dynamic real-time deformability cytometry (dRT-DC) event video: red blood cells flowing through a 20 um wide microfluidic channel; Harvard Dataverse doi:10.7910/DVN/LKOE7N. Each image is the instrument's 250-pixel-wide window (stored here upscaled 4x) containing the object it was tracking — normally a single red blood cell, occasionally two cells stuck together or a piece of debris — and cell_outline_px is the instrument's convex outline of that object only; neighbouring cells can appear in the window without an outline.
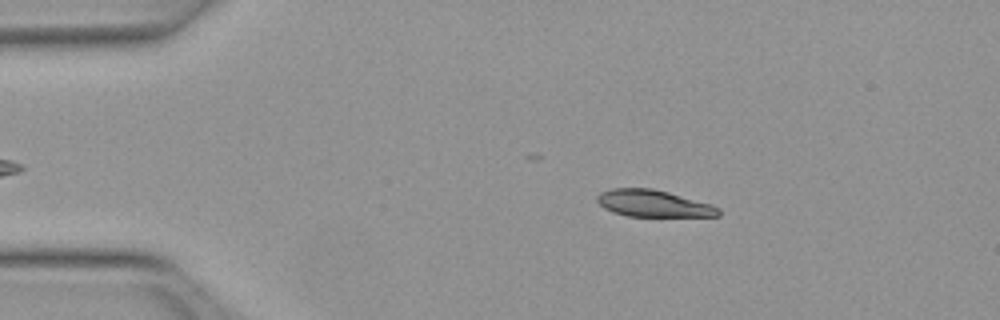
{"species": "Egyptian fruit bat (a non-hibernating species)", "species_latin": "Rousettus aegyptiacus", "temperature_condition": "warm", "stored_images_in_passage": 11, "camera_frame_rate_fps": 3000, "um_per_image_px": 0.085, "animal": {"sex": "female"}, "frame": {"image": 1, "passage_image": 1, "time_ms": 0.0, "image_size_px": [1000, 320], "cell_outline_px": [[720, 216], [628, 216], [612, 212], [604, 208], [596, 200], [596, 196], [600, 192], [612, 188], [652, 188], [668, 192], [712, 204], [720, 208]], "centroid_in_image_um": [55.53, 17.29], "position_along_channel_um": 29.5, "area_um2": 19.02}}
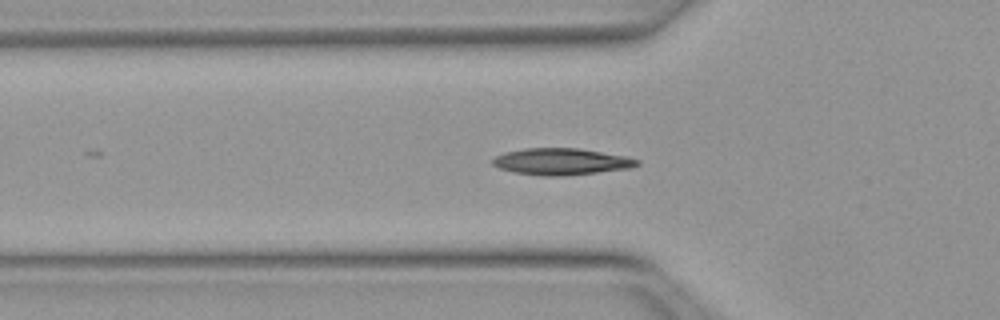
{"frame": {"image": 2, "passage_image": 9, "time_ms": 2.667, "image_size_px": [1000, 320], "cell_outline_px": [[640, 164], [632, 168], [560, 176], [544, 176], [516, 172], [500, 168], [492, 164], [492, 160], [496, 156], [504, 152], [524, 148], [580, 148], [628, 156], [640, 160]], "centroid_in_image_um": [47.76, 13.72], "position_along_channel_um": 78.0, "area_um2": 22.43}}